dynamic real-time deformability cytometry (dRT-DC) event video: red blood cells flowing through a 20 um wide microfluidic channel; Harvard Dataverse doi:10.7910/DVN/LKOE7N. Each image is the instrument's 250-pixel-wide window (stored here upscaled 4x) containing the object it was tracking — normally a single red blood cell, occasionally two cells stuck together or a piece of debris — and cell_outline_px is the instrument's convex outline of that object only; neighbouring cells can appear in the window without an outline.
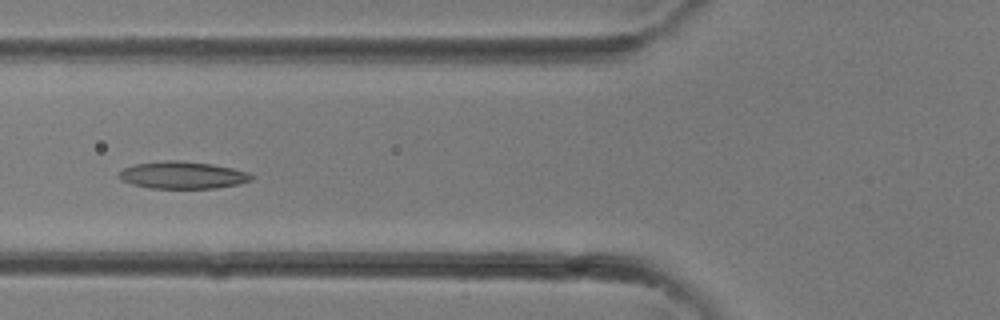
{"species": "common noctule bat (a hibernating species)", "species_latin": "Nyctalus noctula", "temperature_condition": "room temperature", "stored_images_in_passage": 33, "camera_frame_rate_fps": 3000, "um_per_image_px": 0.085, "animal": {"sex": "female"}, "frame": {"image": 1, "passage_image": 13, "time_ms": 4.0, "image_size_px": [1000, 320], "cell_outline_px": [[252, 180], [240, 184], [216, 188], [152, 188], [132, 184], [120, 180], [116, 176], [124, 168], [136, 164], [164, 160], [180, 160], [212, 164], [232, 168], [248, 172], [252, 176]], "centroid_in_image_um": [15.51, 14.88], "position_along_channel_um": 110.3, "area_um2": 21.04}}
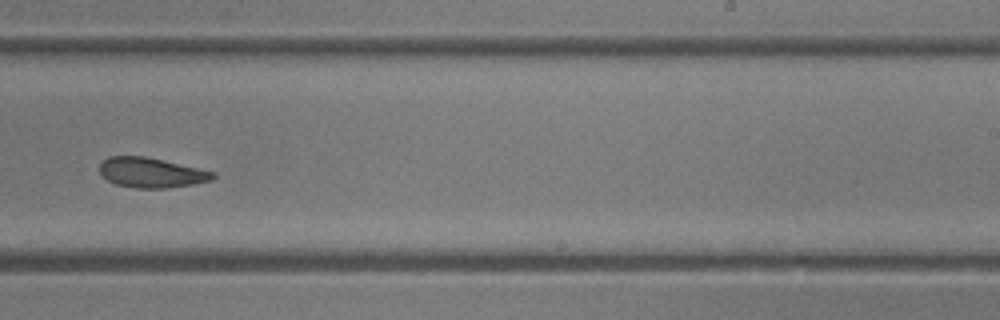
{"frame": {"image": 2, "passage_image": 21, "time_ms": 6.667, "image_size_px": [1000, 320], "cell_outline_px": [[216, 176], [212, 180], [192, 184], [168, 188], [136, 188], [116, 184], [108, 180], [100, 172], [100, 164], [108, 156], [144, 156], [216, 172]], "centroid_in_image_um": [12.87, 14.67], "position_along_channel_um": 276.1, "area_um2": 19.59}}
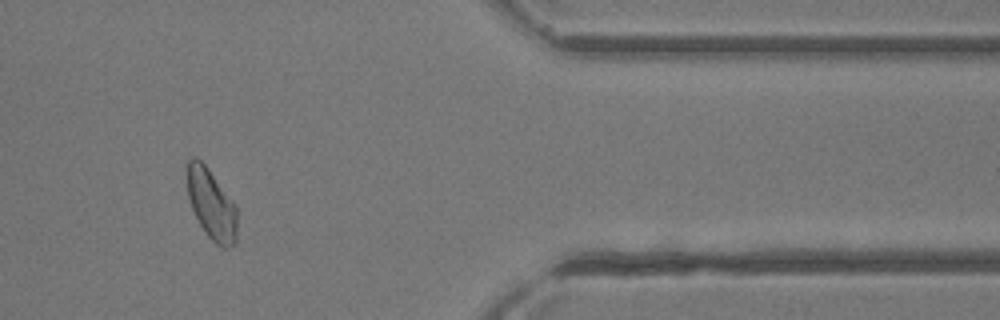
{"frame": {"image": 3, "passage_image": 28, "time_ms": 9.0, "image_size_px": [1000, 320], "cell_outline_px": [[236, 244], [228, 248], [220, 248], [208, 236], [200, 224], [192, 208], [188, 196], [184, 168], [188, 160], [192, 156], [196, 156], [208, 168], [236, 204]], "centroid_in_image_um": [17.94, 17.32], "position_along_channel_um": 393.5, "area_um2": 20.92}}